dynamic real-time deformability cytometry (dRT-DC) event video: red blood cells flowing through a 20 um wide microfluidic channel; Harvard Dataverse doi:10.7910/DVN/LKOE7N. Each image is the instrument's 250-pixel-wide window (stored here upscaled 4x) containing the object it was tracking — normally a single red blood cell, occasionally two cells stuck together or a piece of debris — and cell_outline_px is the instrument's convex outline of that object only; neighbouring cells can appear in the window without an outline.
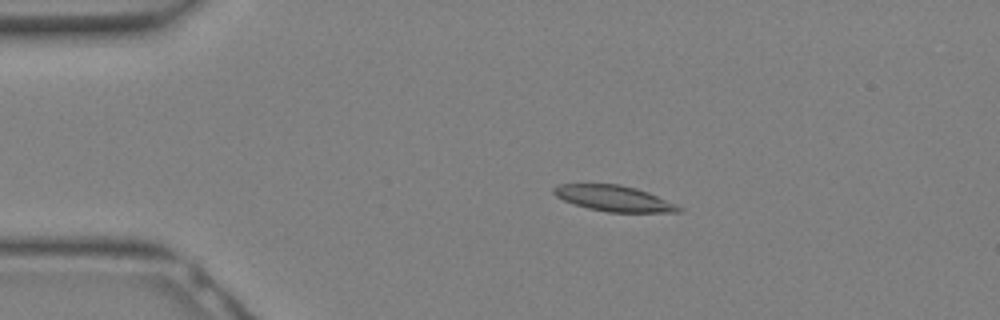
{"species": "Egyptian fruit bat (a non-hibernating species)", "species_latin": "Rousettus aegyptiacus", "temperature_condition": "warm", "stored_images_in_passage": 16, "camera_frame_rate_fps": 3000, "um_per_image_px": 0.085, "animal": {"sex": "female"}, "frame": {"image": 1, "passage_image": 7, "time_ms": 2.0, "image_size_px": [1000, 320], "cell_outline_px": [[684, 208], [680, 212], [608, 212], [588, 208], [564, 200], [556, 196], [552, 192], [552, 188], [556, 184], [620, 184], [636, 188], [648, 192], [676, 204]], "centroid_in_image_um": [52.18, 16.86], "position_along_channel_um": 32.8, "area_um2": 18.73}}
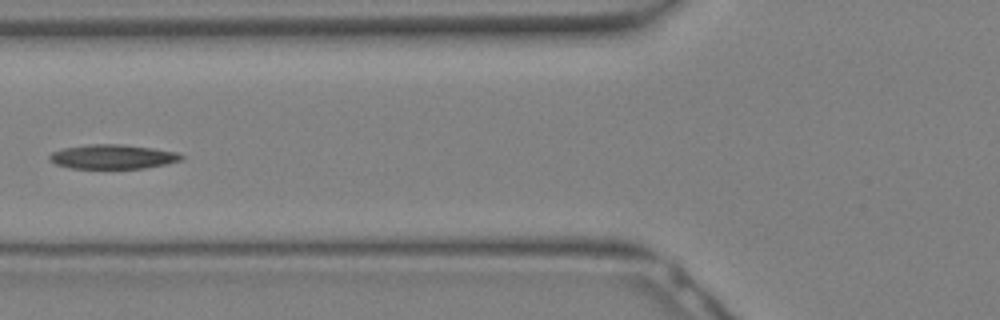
{"frame": {"image": 2, "passage_image": 13, "time_ms": 4.0, "image_size_px": [1000, 320], "cell_outline_px": [[184, 156], [180, 160], [168, 164], [144, 168], [72, 168], [56, 164], [48, 160], [48, 156], [52, 152], [64, 148], [88, 144], [120, 144], [152, 148], [176, 152]], "centroid_in_image_um": [9.56, 13.32], "position_along_channel_um": 116.2, "area_um2": 18.61}}
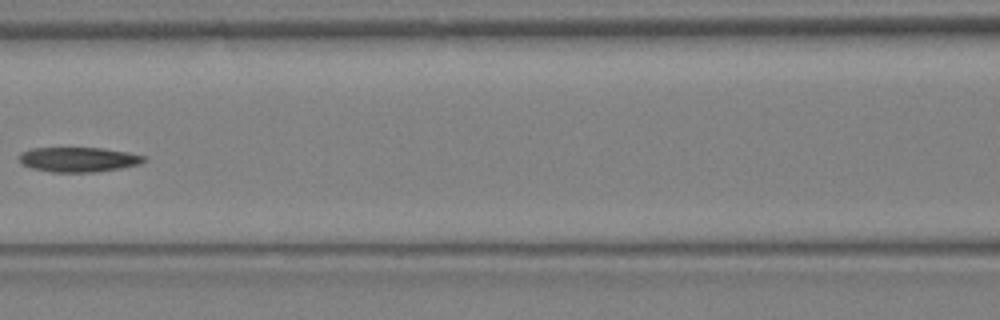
{"frame": {"image": 3, "passage_image": 15, "time_ms": 4.667, "image_size_px": [1000, 320], "cell_outline_px": [[144, 160], [140, 164], [120, 168], [96, 172], [52, 172], [32, 168], [24, 164], [20, 160], [20, 152], [32, 148], [104, 148], [128, 152], [144, 156]], "centroid_in_image_um": [6.67, 13.55], "position_along_channel_um": 159.9, "area_um2": 17.86}}